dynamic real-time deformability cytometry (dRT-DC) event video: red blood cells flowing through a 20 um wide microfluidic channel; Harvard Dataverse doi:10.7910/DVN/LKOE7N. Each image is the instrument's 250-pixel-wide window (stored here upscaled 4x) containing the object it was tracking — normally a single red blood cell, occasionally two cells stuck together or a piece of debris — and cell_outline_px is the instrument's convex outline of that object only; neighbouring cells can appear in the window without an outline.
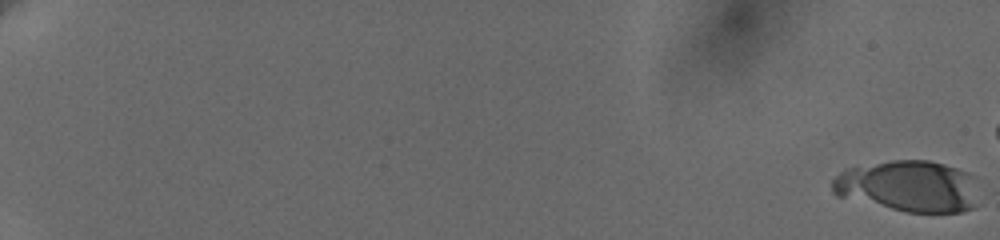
{"species": "human", "species_latin": "Homo sapiens", "temperature_condition": "cold", "stored_images_in_passage": 20, "camera_frame_rate_fps": 3000, "um_per_image_px": 0.085, "donor": {"sex": "female"}, "frame": {"image": 1, "passage_image": 1, "time_ms": 0.0, "image_size_px": [1000, 240], "cell_outline_px": [[976, 204], [972, 208], [960, 212], [908, 212], [836, 196], [832, 192], [832, 180], [844, 168], [892, 160], [928, 160], [944, 164], [968, 172], [976, 176]], "centroid_in_image_um": [77.23, 15.82], "position_along_channel_um": 7.8, "area_um2": 44.04}}